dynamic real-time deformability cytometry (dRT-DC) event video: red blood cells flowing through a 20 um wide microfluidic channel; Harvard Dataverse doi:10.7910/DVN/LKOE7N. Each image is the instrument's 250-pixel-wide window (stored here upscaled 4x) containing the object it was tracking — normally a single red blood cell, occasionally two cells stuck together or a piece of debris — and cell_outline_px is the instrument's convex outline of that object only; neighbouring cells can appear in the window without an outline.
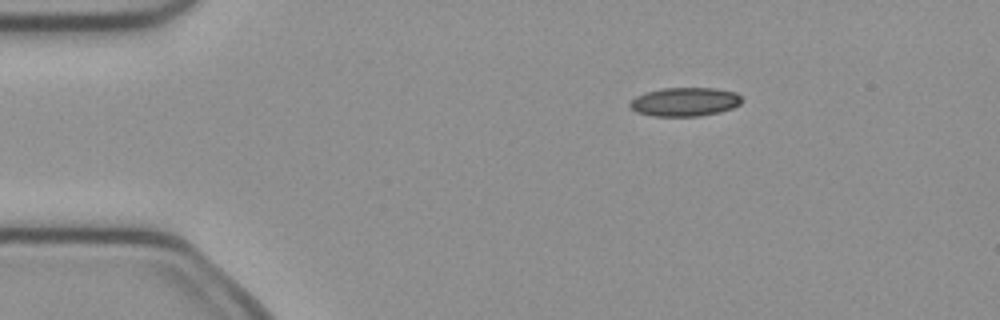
{"species": "common noctule bat (a hibernating species)", "species_latin": "Nyctalus noctula", "temperature_condition": "cold", "stored_images_in_passage": 43, "camera_frame_rate_fps": 3000, "um_per_image_px": 0.085, "animal": {"sex": "female", "body_mass_g": 21.9}, "frame": {"image": 1, "passage_image": 1, "time_ms": 0.0, "image_size_px": [1000, 320], "cell_outline_px": [[740, 104], [732, 108], [720, 112], [700, 116], [652, 116], [636, 112], [628, 104], [636, 96], [644, 92], [660, 88], [716, 88], [736, 92], [740, 96]], "centroid_in_image_um": [58.19, 8.65], "position_along_channel_um": 26.8, "area_um2": 18.84}}
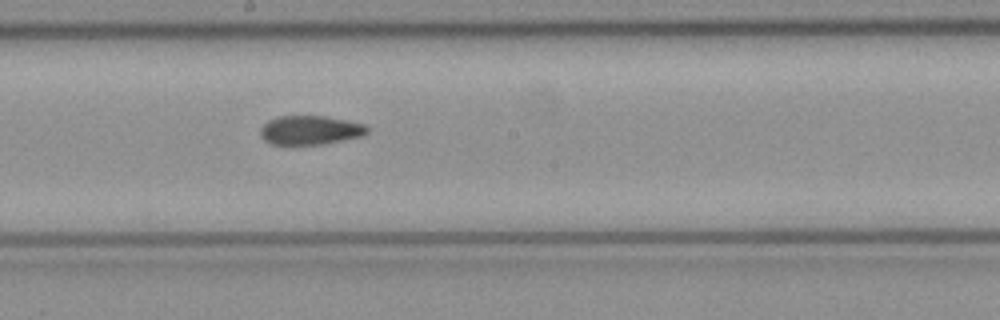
{"frame": {"image": 2, "passage_image": 20, "time_ms": 6.333, "image_size_px": [1000, 320], "cell_outline_px": [[368, 132], [360, 136], [344, 140], [320, 144], [272, 144], [264, 140], [260, 136], [260, 128], [268, 120], [280, 116], [324, 116], [364, 124], [368, 128]], "centroid_in_image_um": [26.33, 11.06], "position_along_channel_um": 221.9, "area_um2": 17.86}}
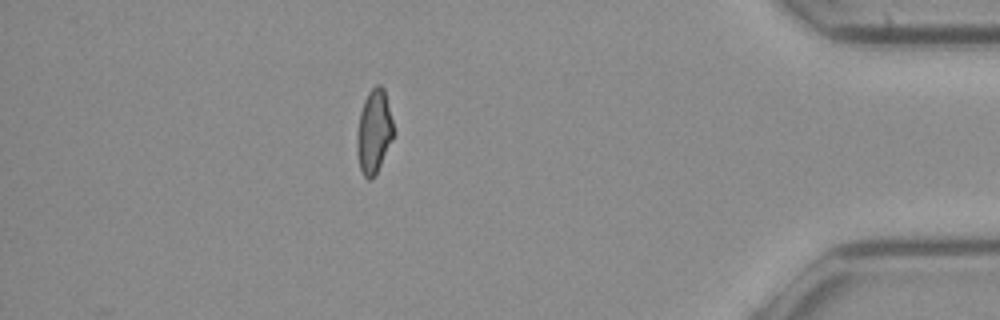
{"frame": {"image": 3, "passage_image": 37, "time_ms": 12.0, "image_size_px": [1000, 320], "cell_outline_px": [[392, 140], [372, 180], [368, 180], [364, 176], [360, 168], [356, 152], [356, 140], [360, 112], [364, 100], [368, 92], [376, 84], [380, 84], [384, 88], [392, 120]], "centroid_in_image_um": [31.76, 11.17], "position_along_channel_um": 403.4, "area_um2": 17.57}, "authors_computed_cell_mechanics": {"area_um2": 18.6116, "velocity_mm_per_s": 4.0376, "shape_relaxation_time_tau1_ms": null, "shape_relaxation_time_tau2_ms": 2.6961, "deformation_change_tau1": null, "deformation_change_tau2": 0.0968}}